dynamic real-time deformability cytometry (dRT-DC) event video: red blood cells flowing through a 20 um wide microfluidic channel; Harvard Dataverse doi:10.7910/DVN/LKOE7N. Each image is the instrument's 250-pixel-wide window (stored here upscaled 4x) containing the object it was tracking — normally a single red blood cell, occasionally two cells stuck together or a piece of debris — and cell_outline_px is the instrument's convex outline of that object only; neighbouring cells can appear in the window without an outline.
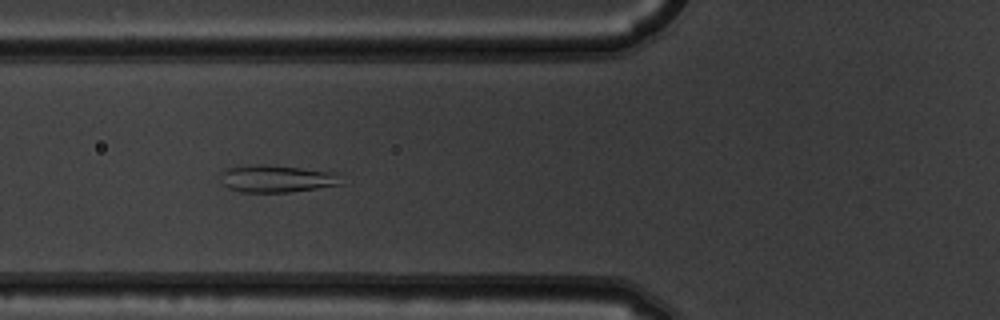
{"species": "common noctule bat (a hibernating species)", "species_latin": "Nyctalus noctula", "temperature_condition": "warm", "stored_images_in_passage": 10, "camera_frame_rate_fps": 3000, "um_per_image_px": 0.085, "animal": {"sex": "male", "body_mass_g": 19.5, "forearm_length_mm": 54.6}, "frame": {"image": 1, "passage_image": 5, "time_ms": 1.333, "image_size_px": [1000, 320], "cell_outline_px": [[344, 184], [288, 192], [240, 192], [228, 188], [224, 184], [220, 172], [224, 168], [256, 164], [260, 164], [300, 168], [336, 172]], "centroid_in_image_um": [23.51, 15.18], "position_along_channel_um": 102.3, "area_um2": 19.13}}
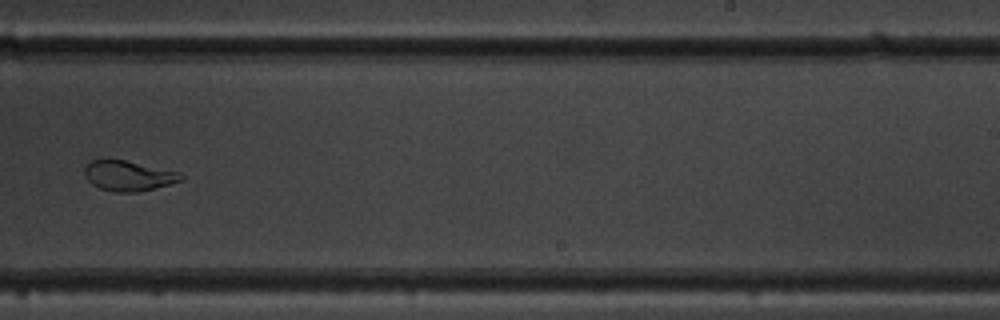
{"frame": {"image": 2, "passage_image": 9, "time_ms": 2.667, "image_size_px": [1000, 320], "cell_outline_px": [[184, 180], [140, 192], [112, 192], [100, 188], [92, 184], [84, 176], [84, 168], [92, 160], [100, 156], [104, 156], [124, 160], [180, 172], [184, 176]], "centroid_in_image_um": [10.87, 14.91], "position_along_channel_um": 278.1, "area_um2": 17.46}}
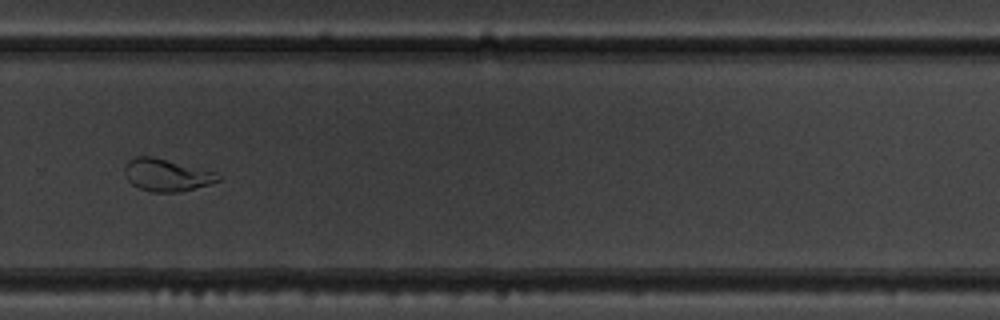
{"frame": {"image": 3, "passage_image": 10, "time_ms": 3.0, "image_size_px": [1000, 320], "cell_outline_px": [[220, 180], [208, 184], [180, 192], [152, 192], [140, 188], [132, 184], [128, 180], [124, 172], [124, 164], [128, 160], [136, 156], [152, 156], [216, 172], [220, 176]], "centroid_in_image_um": [14.12, 14.87], "position_along_channel_um": 315.7, "area_um2": 17.51}}